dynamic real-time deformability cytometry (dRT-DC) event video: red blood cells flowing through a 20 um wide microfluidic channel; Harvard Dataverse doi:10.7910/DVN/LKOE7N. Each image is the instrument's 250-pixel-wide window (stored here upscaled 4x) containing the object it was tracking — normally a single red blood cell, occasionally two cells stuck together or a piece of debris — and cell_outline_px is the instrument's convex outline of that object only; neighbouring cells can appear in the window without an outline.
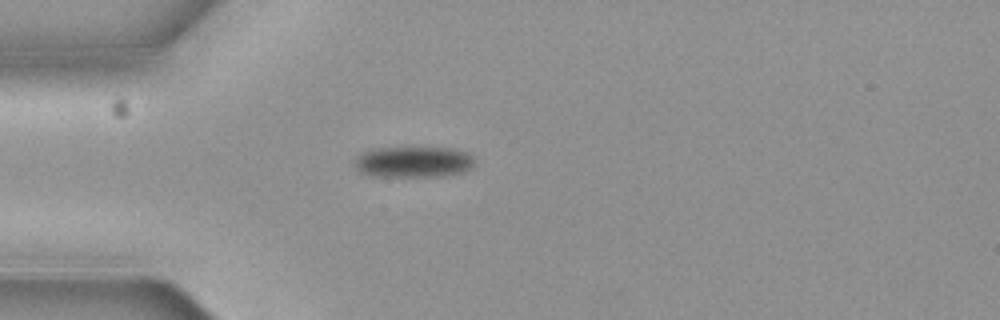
{"species": "common noctule bat (a hibernating species)", "species_latin": "Nyctalus noctula", "temperature_condition": "cold", "stored_images_in_passage": 1, "camera_frame_rate_fps": 3000, "um_per_image_px": 0.085, "animal": {"sex": "female", "body_mass_g": 19.3, "forearm_length_mm": 54.1}, "frame": {"image": 1, "passage_image": 1, "time_ms": 0.0, "image_size_px": [1000, 320], "cell_outline_px": [[476, 164], [472, 168], [464, 172], [444, 176], [368, 176], [360, 172], [352, 164], [356, 156], [360, 152], [372, 148], [448, 148], [468, 152], [476, 160]], "centroid_in_image_um": [35.12, 13.77], "position_along_channel_um": 49.9, "area_um2": 22.14}}